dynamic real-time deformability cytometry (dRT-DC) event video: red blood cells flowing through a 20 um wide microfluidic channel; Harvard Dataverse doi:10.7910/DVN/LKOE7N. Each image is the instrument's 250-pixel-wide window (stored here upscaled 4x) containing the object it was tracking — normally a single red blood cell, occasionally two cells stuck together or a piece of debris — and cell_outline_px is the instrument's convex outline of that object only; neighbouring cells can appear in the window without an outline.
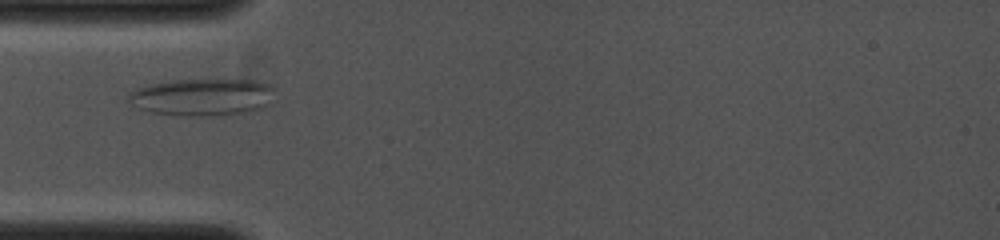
{"species": "common noctule bat (a hibernating species)", "species_latin": "Nyctalus noctula", "temperature_condition": "cold", "stored_images_in_passage": 6, "camera_frame_rate_fps": 4000, "um_per_image_px": 0.085, "animal": {"sex": "female", "body_mass_g": 19.0, "forearm_length_mm": 53.3}, "frame": {"image": 1, "passage_image": 2, "time_ms": 0.25, "image_size_px": [1000, 240], "cell_outline_px": [[272, 88], [268, 104], [264, 108], [248, 112], [224, 116], [184, 116], [152, 112], [128, 104], [128, 92], [136, 88], [148, 84], [172, 80], [256, 80], [268, 84]], "centroid_in_image_um": [17.14, 8.27], "position_along_channel_um": 67.9, "area_um2": 31.91}}
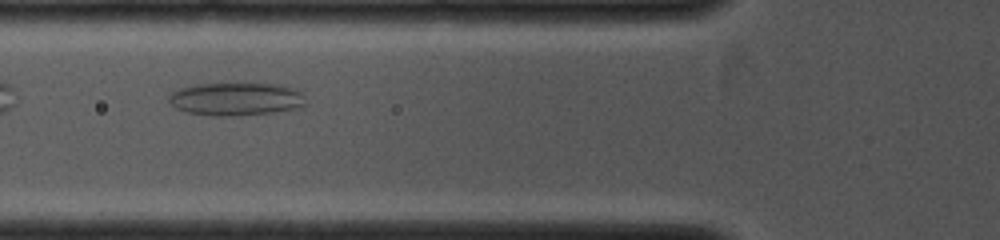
{"frame": {"image": 2, "passage_image": 6, "time_ms": 1.0, "image_size_px": [1000, 240], "cell_outline_px": [[304, 104], [300, 108], [272, 112], [232, 116], [212, 116], [184, 112], [176, 108], [168, 100], [168, 96], [172, 92], [180, 88], [196, 84], [280, 84], [292, 88], [300, 92], [304, 96]], "centroid_in_image_um": [20.03, 8.42], "position_along_channel_um": 105.8, "area_um2": 26.24}}